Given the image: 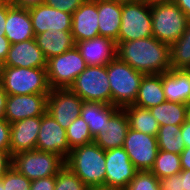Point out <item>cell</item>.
<instances>
[{"label":"cell","instance_id":"cell-1","mask_svg":"<svg viewBox=\"0 0 190 190\" xmlns=\"http://www.w3.org/2000/svg\"><path fill=\"white\" fill-rule=\"evenodd\" d=\"M116 57L144 75L166 73L170 66V46L155 37L118 42Z\"/></svg>","mask_w":190,"mask_h":190},{"label":"cell","instance_id":"cell-2","mask_svg":"<svg viewBox=\"0 0 190 190\" xmlns=\"http://www.w3.org/2000/svg\"><path fill=\"white\" fill-rule=\"evenodd\" d=\"M105 151L95 142L71 150L65 166L86 186H105Z\"/></svg>","mask_w":190,"mask_h":190},{"label":"cell","instance_id":"cell-3","mask_svg":"<svg viewBox=\"0 0 190 190\" xmlns=\"http://www.w3.org/2000/svg\"><path fill=\"white\" fill-rule=\"evenodd\" d=\"M152 34L171 46L184 33L189 18L171 0H152Z\"/></svg>","mask_w":190,"mask_h":190},{"label":"cell","instance_id":"cell-4","mask_svg":"<svg viewBox=\"0 0 190 190\" xmlns=\"http://www.w3.org/2000/svg\"><path fill=\"white\" fill-rule=\"evenodd\" d=\"M106 66L110 83L111 104L119 108L132 105L136 100L144 74L137 72L117 57Z\"/></svg>","mask_w":190,"mask_h":190},{"label":"cell","instance_id":"cell-5","mask_svg":"<svg viewBox=\"0 0 190 190\" xmlns=\"http://www.w3.org/2000/svg\"><path fill=\"white\" fill-rule=\"evenodd\" d=\"M1 84L8 95L50 93L46 68L2 66Z\"/></svg>","mask_w":190,"mask_h":190},{"label":"cell","instance_id":"cell-6","mask_svg":"<svg viewBox=\"0 0 190 190\" xmlns=\"http://www.w3.org/2000/svg\"><path fill=\"white\" fill-rule=\"evenodd\" d=\"M152 34L151 1L122 3L118 42L149 38Z\"/></svg>","mask_w":190,"mask_h":190},{"label":"cell","instance_id":"cell-7","mask_svg":"<svg viewBox=\"0 0 190 190\" xmlns=\"http://www.w3.org/2000/svg\"><path fill=\"white\" fill-rule=\"evenodd\" d=\"M65 165V159L52 152L31 150L12 156V167L31 181L56 176Z\"/></svg>","mask_w":190,"mask_h":190},{"label":"cell","instance_id":"cell-8","mask_svg":"<svg viewBox=\"0 0 190 190\" xmlns=\"http://www.w3.org/2000/svg\"><path fill=\"white\" fill-rule=\"evenodd\" d=\"M87 65L79 50L74 48L47 60V79L51 89L69 88Z\"/></svg>","mask_w":190,"mask_h":190},{"label":"cell","instance_id":"cell-9","mask_svg":"<svg viewBox=\"0 0 190 190\" xmlns=\"http://www.w3.org/2000/svg\"><path fill=\"white\" fill-rule=\"evenodd\" d=\"M69 89L76 93L83 101L111 104L110 83L106 65L87 66L75 78Z\"/></svg>","mask_w":190,"mask_h":190},{"label":"cell","instance_id":"cell-10","mask_svg":"<svg viewBox=\"0 0 190 190\" xmlns=\"http://www.w3.org/2000/svg\"><path fill=\"white\" fill-rule=\"evenodd\" d=\"M138 171H150L159 151L156 136L129 128L123 145Z\"/></svg>","mask_w":190,"mask_h":190},{"label":"cell","instance_id":"cell-11","mask_svg":"<svg viewBox=\"0 0 190 190\" xmlns=\"http://www.w3.org/2000/svg\"><path fill=\"white\" fill-rule=\"evenodd\" d=\"M105 187L110 190H125L138 171L122 147L105 151Z\"/></svg>","mask_w":190,"mask_h":190},{"label":"cell","instance_id":"cell-12","mask_svg":"<svg viewBox=\"0 0 190 190\" xmlns=\"http://www.w3.org/2000/svg\"><path fill=\"white\" fill-rule=\"evenodd\" d=\"M83 100L69 88L51 89L47 98L49 113L62 128L67 129L80 116Z\"/></svg>","mask_w":190,"mask_h":190},{"label":"cell","instance_id":"cell-13","mask_svg":"<svg viewBox=\"0 0 190 190\" xmlns=\"http://www.w3.org/2000/svg\"><path fill=\"white\" fill-rule=\"evenodd\" d=\"M36 150L56 153L65 160L71 152L68 145L66 129L62 128L47 112L41 116Z\"/></svg>","mask_w":190,"mask_h":190},{"label":"cell","instance_id":"cell-14","mask_svg":"<svg viewBox=\"0 0 190 190\" xmlns=\"http://www.w3.org/2000/svg\"><path fill=\"white\" fill-rule=\"evenodd\" d=\"M48 94L8 95L5 119L12 124L28 117L42 116L47 112Z\"/></svg>","mask_w":190,"mask_h":190},{"label":"cell","instance_id":"cell-15","mask_svg":"<svg viewBox=\"0 0 190 190\" xmlns=\"http://www.w3.org/2000/svg\"><path fill=\"white\" fill-rule=\"evenodd\" d=\"M35 35L42 32L71 31L72 14L48 6L45 3L28 8Z\"/></svg>","mask_w":190,"mask_h":190},{"label":"cell","instance_id":"cell-16","mask_svg":"<svg viewBox=\"0 0 190 190\" xmlns=\"http://www.w3.org/2000/svg\"><path fill=\"white\" fill-rule=\"evenodd\" d=\"M2 66L47 68V59L33 38L11 44Z\"/></svg>","mask_w":190,"mask_h":190},{"label":"cell","instance_id":"cell-17","mask_svg":"<svg viewBox=\"0 0 190 190\" xmlns=\"http://www.w3.org/2000/svg\"><path fill=\"white\" fill-rule=\"evenodd\" d=\"M97 0H86L72 14V29L75 43L93 39L99 35Z\"/></svg>","mask_w":190,"mask_h":190},{"label":"cell","instance_id":"cell-18","mask_svg":"<svg viewBox=\"0 0 190 190\" xmlns=\"http://www.w3.org/2000/svg\"><path fill=\"white\" fill-rule=\"evenodd\" d=\"M41 116L28 117L10 124V155L36 150Z\"/></svg>","mask_w":190,"mask_h":190},{"label":"cell","instance_id":"cell-19","mask_svg":"<svg viewBox=\"0 0 190 190\" xmlns=\"http://www.w3.org/2000/svg\"><path fill=\"white\" fill-rule=\"evenodd\" d=\"M129 128L127 114L123 108H119L94 137V142L104 151L122 147Z\"/></svg>","mask_w":190,"mask_h":190},{"label":"cell","instance_id":"cell-20","mask_svg":"<svg viewBox=\"0 0 190 190\" xmlns=\"http://www.w3.org/2000/svg\"><path fill=\"white\" fill-rule=\"evenodd\" d=\"M87 66L107 65L116 58L117 44L114 40L98 36L93 39L77 42L76 45Z\"/></svg>","mask_w":190,"mask_h":190},{"label":"cell","instance_id":"cell-21","mask_svg":"<svg viewBox=\"0 0 190 190\" xmlns=\"http://www.w3.org/2000/svg\"><path fill=\"white\" fill-rule=\"evenodd\" d=\"M5 37L11 44L35 38L29 10L11 5L7 0Z\"/></svg>","mask_w":190,"mask_h":190},{"label":"cell","instance_id":"cell-22","mask_svg":"<svg viewBox=\"0 0 190 190\" xmlns=\"http://www.w3.org/2000/svg\"><path fill=\"white\" fill-rule=\"evenodd\" d=\"M166 101L188 104L190 101V69H169L162 74Z\"/></svg>","mask_w":190,"mask_h":190},{"label":"cell","instance_id":"cell-23","mask_svg":"<svg viewBox=\"0 0 190 190\" xmlns=\"http://www.w3.org/2000/svg\"><path fill=\"white\" fill-rule=\"evenodd\" d=\"M99 35L118 43L121 25L122 2L97 0Z\"/></svg>","mask_w":190,"mask_h":190},{"label":"cell","instance_id":"cell-24","mask_svg":"<svg viewBox=\"0 0 190 190\" xmlns=\"http://www.w3.org/2000/svg\"><path fill=\"white\" fill-rule=\"evenodd\" d=\"M35 40L47 60L74 48L76 45L71 31L48 30L35 35Z\"/></svg>","mask_w":190,"mask_h":190},{"label":"cell","instance_id":"cell-25","mask_svg":"<svg viewBox=\"0 0 190 190\" xmlns=\"http://www.w3.org/2000/svg\"><path fill=\"white\" fill-rule=\"evenodd\" d=\"M166 101L162 74L144 75L135 102L132 105L150 109Z\"/></svg>","mask_w":190,"mask_h":190},{"label":"cell","instance_id":"cell-26","mask_svg":"<svg viewBox=\"0 0 190 190\" xmlns=\"http://www.w3.org/2000/svg\"><path fill=\"white\" fill-rule=\"evenodd\" d=\"M118 109V106L112 104L84 101L80 116L89 126L91 135L94 138Z\"/></svg>","mask_w":190,"mask_h":190},{"label":"cell","instance_id":"cell-27","mask_svg":"<svg viewBox=\"0 0 190 190\" xmlns=\"http://www.w3.org/2000/svg\"><path fill=\"white\" fill-rule=\"evenodd\" d=\"M131 129L148 135L157 136L160 125L149 109L135 105L123 107Z\"/></svg>","mask_w":190,"mask_h":190},{"label":"cell","instance_id":"cell-28","mask_svg":"<svg viewBox=\"0 0 190 190\" xmlns=\"http://www.w3.org/2000/svg\"><path fill=\"white\" fill-rule=\"evenodd\" d=\"M188 104L165 101L162 104L151 107L149 110L156 118L160 126L182 125L187 121Z\"/></svg>","mask_w":190,"mask_h":190},{"label":"cell","instance_id":"cell-29","mask_svg":"<svg viewBox=\"0 0 190 190\" xmlns=\"http://www.w3.org/2000/svg\"><path fill=\"white\" fill-rule=\"evenodd\" d=\"M171 69H190V20L182 36L170 46Z\"/></svg>","mask_w":190,"mask_h":190},{"label":"cell","instance_id":"cell-30","mask_svg":"<svg viewBox=\"0 0 190 190\" xmlns=\"http://www.w3.org/2000/svg\"><path fill=\"white\" fill-rule=\"evenodd\" d=\"M180 130L181 125L160 126L156 136L159 150L181 154L186 147Z\"/></svg>","mask_w":190,"mask_h":190},{"label":"cell","instance_id":"cell-31","mask_svg":"<svg viewBox=\"0 0 190 190\" xmlns=\"http://www.w3.org/2000/svg\"><path fill=\"white\" fill-rule=\"evenodd\" d=\"M150 171L158 179L179 174L182 171L180 154L159 150Z\"/></svg>","mask_w":190,"mask_h":190},{"label":"cell","instance_id":"cell-32","mask_svg":"<svg viewBox=\"0 0 190 190\" xmlns=\"http://www.w3.org/2000/svg\"><path fill=\"white\" fill-rule=\"evenodd\" d=\"M68 145L70 149L94 142L89 126L81 116L71 122L66 129Z\"/></svg>","mask_w":190,"mask_h":190},{"label":"cell","instance_id":"cell-33","mask_svg":"<svg viewBox=\"0 0 190 190\" xmlns=\"http://www.w3.org/2000/svg\"><path fill=\"white\" fill-rule=\"evenodd\" d=\"M85 187L82 180L66 166L56 175L54 190H84Z\"/></svg>","mask_w":190,"mask_h":190},{"label":"cell","instance_id":"cell-34","mask_svg":"<svg viewBox=\"0 0 190 190\" xmlns=\"http://www.w3.org/2000/svg\"><path fill=\"white\" fill-rule=\"evenodd\" d=\"M125 190H161L159 179L151 171H137Z\"/></svg>","mask_w":190,"mask_h":190},{"label":"cell","instance_id":"cell-35","mask_svg":"<svg viewBox=\"0 0 190 190\" xmlns=\"http://www.w3.org/2000/svg\"><path fill=\"white\" fill-rule=\"evenodd\" d=\"M6 190H30L31 180L18 172L14 167H10L0 179Z\"/></svg>","mask_w":190,"mask_h":190},{"label":"cell","instance_id":"cell-36","mask_svg":"<svg viewBox=\"0 0 190 190\" xmlns=\"http://www.w3.org/2000/svg\"><path fill=\"white\" fill-rule=\"evenodd\" d=\"M86 0H45V4L73 14Z\"/></svg>","mask_w":190,"mask_h":190},{"label":"cell","instance_id":"cell-37","mask_svg":"<svg viewBox=\"0 0 190 190\" xmlns=\"http://www.w3.org/2000/svg\"><path fill=\"white\" fill-rule=\"evenodd\" d=\"M11 127L6 119L0 120V150H7L10 153Z\"/></svg>","mask_w":190,"mask_h":190},{"label":"cell","instance_id":"cell-38","mask_svg":"<svg viewBox=\"0 0 190 190\" xmlns=\"http://www.w3.org/2000/svg\"><path fill=\"white\" fill-rule=\"evenodd\" d=\"M181 174L172 175L159 179V186L161 190H182Z\"/></svg>","mask_w":190,"mask_h":190},{"label":"cell","instance_id":"cell-39","mask_svg":"<svg viewBox=\"0 0 190 190\" xmlns=\"http://www.w3.org/2000/svg\"><path fill=\"white\" fill-rule=\"evenodd\" d=\"M56 184V176L36 179L31 181L30 190H54Z\"/></svg>","mask_w":190,"mask_h":190},{"label":"cell","instance_id":"cell-40","mask_svg":"<svg viewBox=\"0 0 190 190\" xmlns=\"http://www.w3.org/2000/svg\"><path fill=\"white\" fill-rule=\"evenodd\" d=\"M12 166V156L7 150H0V179L5 172Z\"/></svg>","mask_w":190,"mask_h":190},{"label":"cell","instance_id":"cell-41","mask_svg":"<svg viewBox=\"0 0 190 190\" xmlns=\"http://www.w3.org/2000/svg\"><path fill=\"white\" fill-rule=\"evenodd\" d=\"M11 43L8 41V39L5 37V33H0V63L3 64L8 51L10 49Z\"/></svg>","mask_w":190,"mask_h":190},{"label":"cell","instance_id":"cell-42","mask_svg":"<svg viewBox=\"0 0 190 190\" xmlns=\"http://www.w3.org/2000/svg\"><path fill=\"white\" fill-rule=\"evenodd\" d=\"M11 5L19 8H31L43 4L45 0H9Z\"/></svg>","mask_w":190,"mask_h":190},{"label":"cell","instance_id":"cell-43","mask_svg":"<svg viewBox=\"0 0 190 190\" xmlns=\"http://www.w3.org/2000/svg\"><path fill=\"white\" fill-rule=\"evenodd\" d=\"M7 18V0H0V33H4Z\"/></svg>","mask_w":190,"mask_h":190},{"label":"cell","instance_id":"cell-44","mask_svg":"<svg viewBox=\"0 0 190 190\" xmlns=\"http://www.w3.org/2000/svg\"><path fill=\"white\" fill-rule=\"evenodd\" d=\"M181 169L190 170V147H186L180 154Z\"/></svg>","mask_w":190,"mask_h":190},{"label":"cell","instance_id":"cell-45","mask_svg":"<svg viewBox=\"0 0 190 190\" xmlns=\"http://www.w3.org/2000/svg\"><path fill=\"white\" fill-rule=\"evenodd\" d=\"M7 98L8 94L4 90L2 84L0 83V120L5 119V108H6Z\"/></svg>","mask_w":190,"mask_h":190},{"label":"cell","instance_id":"cell-46","mask_svg":"<svg viewBox=\"0 0 190 190\" xmlns=\"http://www.w3.org/2000/svg\"><path fill=\"white\" fill-rule=\"evenodd\" d=\"M180 131L185 147H190V122L188 120L181 125Z\"/></svg>","mask_w":190,"mask_h":190},{"label":"cell","instance_id":"cell-47","mask_svg":"<svg viewBox=\"0 0 190 190\" xmlns=\"http://www.w3.org/2000/svg\"><path fill=\"white\" fill-rule=\"evenodd\" d=\"M176 4L190 19V0H171Z\"/></svg>","mask_w":190,"mask_h":190},{"label":"cell","instance_id":"cell-48","mask_svg":"<svg viewBox=\"0 0 190 190\" xmlns=\"http://www.w3.org/2000/svg\"><path fill=\"white\" fill-rule=\"evenodd\" d=\"M180 174L182 190H190V170H182Z\"/></svg>","mask_w":190,"mask_h":190},{"label":"cell","instance_id":"cell-49","mask_svg":"<svg viewBox=\"0 0 190 190\" xmlns=\"http://www.w3.org/2000/svg\"><path fill=\"white\" fill-rule=\"evenodd\" d=\"M84 190H110L105 186H86Z\"/></svg>","mask_w":190,"mask_h":190},{"label":"cell","instance_id":"cell-50","mask_svg":"<svg viewBox=\"0 0 190 190\" xmlns=\"http://www.w3.org/2000/svg\"><path fill=\"white\" fill-rule=\"evenodd\" d=\"M112 1L127 3V2H135V1H138V0H112Z\"/></svg>","mask_w":190,"mask_h":190},{"label":"cell","instance_id":"cell-51","mask_svg":"<svg viewBox=\"0 0 190 190\" xmlns=\"http://www.w3.org/2000/svg\"><path fill=\"white\" fill-rule=\"evenodd\" d=\"M0 190H6V186H3L2 181L0 180Z\"/></svg>","mask_w":190,"mask_h":190},{"label":"cell","instance_id":"cell-52","mask_svg":"<svg viewBox=\"0 0 190 190\" xmlns=\"http://www.w3.org/2000/svg\"><path fill=\"white\" fill-rule=\"evenodd\" d=\"M187 120L190 122V108H188V116H187Z\"/></svg>","mask_w":190,"mask_h":190},{"label":"cell","instance_id":"cell-53","mask_svg":"<svg viewBox=\"0 0 190 190\" xmlns=\"http://www.w3.org/2000/svg\"><path fill=\"white\" fill-rule=\"evenodd\" d=\"M1 74H2V64L0 63V83H1Z\"/></svg>","mask_w":190,"mask_h":190}]
</instances>
